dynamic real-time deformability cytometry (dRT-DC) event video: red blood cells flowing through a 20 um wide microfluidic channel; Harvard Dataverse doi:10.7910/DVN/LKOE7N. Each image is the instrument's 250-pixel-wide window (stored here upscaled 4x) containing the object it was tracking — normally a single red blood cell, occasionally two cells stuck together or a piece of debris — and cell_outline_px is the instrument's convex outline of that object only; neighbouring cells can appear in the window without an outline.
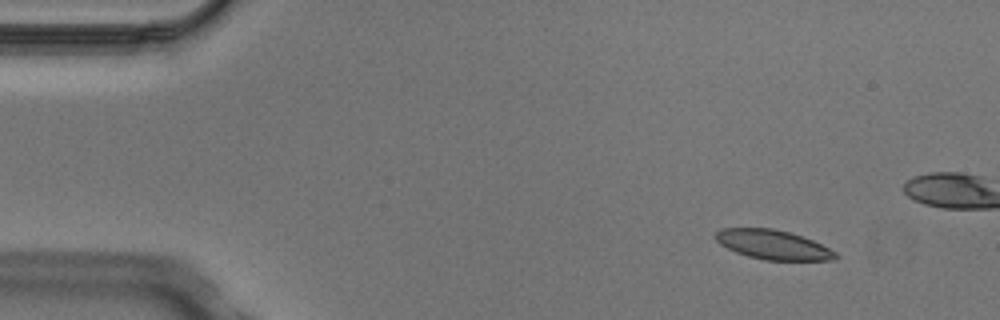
{"species": "Egyptian fruit bat (a non-hibernating species)", "species_latin": "Rousettus aegyptiacus", "temperature_condition": "cold", "stored_images_in_passage": 4, "camera_frame_rate_fps": 3000, "um_per_image_px": 0.085, "animal": {"sex": "male"}, "frame": {"image": 1, "passage_image": 1, "time_ms": 0.0, "image_size_px": [1000, 320], "cell_outline_px": [[836, 260], [764, 260], [748, 256], [736, 252], [720, 244], [712, 236], [720, 228], [772, 228], [788, 232], [812, 240], [836, 252]], "centroid_in_image_um": [65.65, 20.79], "position_along_channel_um": 19.3, "area_um2": 20.4}}